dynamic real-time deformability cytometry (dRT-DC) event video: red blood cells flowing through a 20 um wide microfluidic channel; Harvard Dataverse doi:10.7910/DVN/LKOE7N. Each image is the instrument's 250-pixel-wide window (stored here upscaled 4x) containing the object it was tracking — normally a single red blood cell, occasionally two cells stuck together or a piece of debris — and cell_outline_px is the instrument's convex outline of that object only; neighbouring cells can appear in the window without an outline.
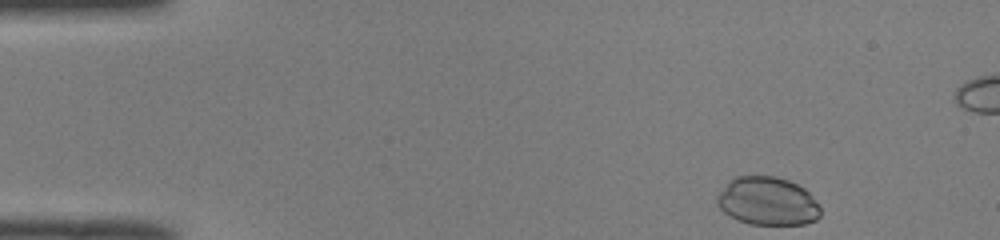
{"species": "common noctule bat (a hibernating species)", "species_latin": "Nyctalus noctula", "temperature_condition": "room temperature", "stored_images_in_passage": 40, "camera_frame_rate_fps": 3000, "um_per_image_px": 0.085, "animal": {"sex": "male", "body_mass_g": 19.0, "forearm_length_mm": 50.8}, "frame": {"image": 1, "passage_image": 1, "time_ms": 0.0, "image_size_px": [1000, 240], "cell_outline_px": [[820, 216], [816, 220], [804, 224], [748, 224], [724, 212], [716, 204], [716, 200], [720, 192], [732, 176], [776, 176], [788, 180], [804, 188], [812, 196], [820, 208]], "centroid_in_image_um": [65.24, 17.09], "position_along_channel_um": 19.8, "area_um2": 28.96}}
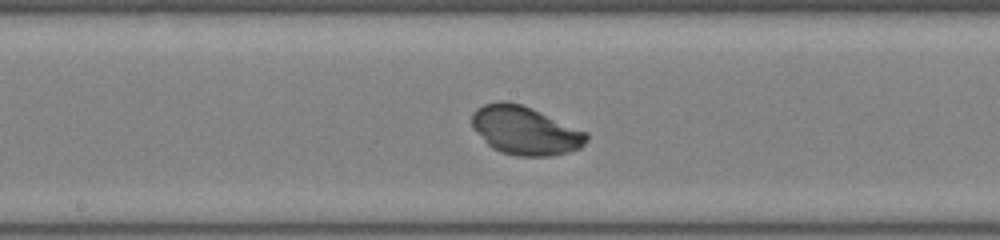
{"frame": {"image": 2, "passage_image": 22, "time_ms": 7.0, "image_size_px": [1000, 240], "cell_outline_px": [[588, 140], [580, 148], [568, 152], [552, 156], [516, 156], [500, 152], [492, 148], [472, 128], [472, 112], [476, 108], [484, 104], [500, 100], [504, 100], [520, 104], [588, 132]], "centroid_in_image_um": [44.62, 11.1], "position_along_channel_um": 203.6, "area_um2": 32.37}}
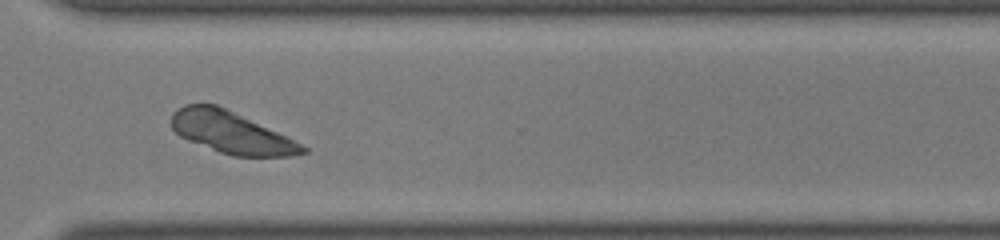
{"frame": {"image": 3, "passage_image": 33, "time_ms": 10.667, "image_size_px": [1000, 240], "cell_outline_px": [[308, 152], [292, 156], [232, 156], [220, 152], [188, 140], [180, 136], [172, 128], [172, 112], [176, 108], [184, 104], [216, 104], [276, 132], [308, 148]], "centroid_in_image_um": [19.6, 11.26], "position_along_channel_um": 351.0, "area_um2": 31.27}}